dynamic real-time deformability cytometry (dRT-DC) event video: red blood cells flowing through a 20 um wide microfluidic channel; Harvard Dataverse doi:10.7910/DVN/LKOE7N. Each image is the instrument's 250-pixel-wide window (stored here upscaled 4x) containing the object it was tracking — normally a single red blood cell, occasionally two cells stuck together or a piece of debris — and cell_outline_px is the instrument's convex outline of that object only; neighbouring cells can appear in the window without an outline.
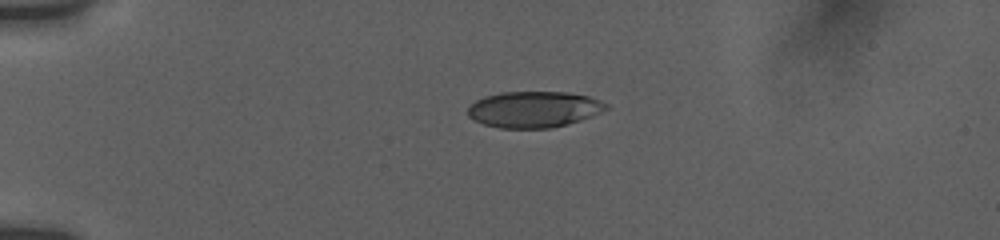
{"species": "human", "species_latin": "Homo sapiens", "temperature_condition": "room temperature", "stored_images_in_passage": 42, "camera_frame_rate_fps": 3000, "um_per_image_px": 0.085, "donor": {"sex": "female"}, "frame": {"image": 1, "passage_image": 1, "time_ms": 0.0, "image_size_px": [1000, 240], "cell_outline_px": [[608, 108], [600, 112], [580, 120], [568, 124], [548, 128], [500, 128], [484, 124], [468, 116], [468, 108], [476, 100], [484, 96], [500, 92], [564, 92], [588, 96], [600, 100], [608, 104]], "centroid_in_image_um": [45.37, 9.29], "position_along_channel_um": 39.6, "area_um2": 28.96}}
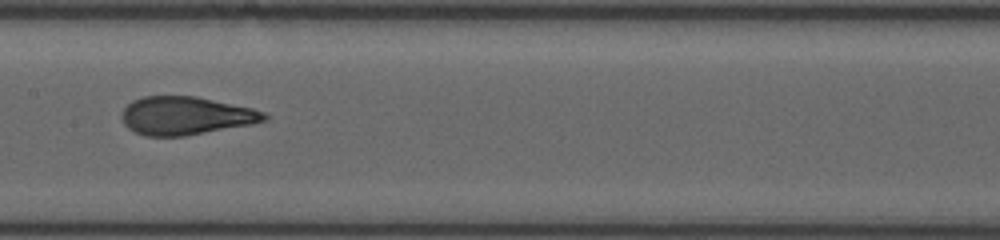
{"frame": {"image": 2, "passage_image": 17, "time_ms": 5.333, "image_size_px": [1000, 240], "cell_outline_px": [[268, 120], [252, 124], [184, 136], [148, 136], [136, 132], [128, 128], [124, 124], [120, 116], [124, 108], [132, 100], [144, 96], [196, 96], [252, 108], [264, 112], [268, 116]], "centroid_in_image_um": [15.78, 9.83], "position_along_channel_um": 191.6, "area_um2": 31.67}}
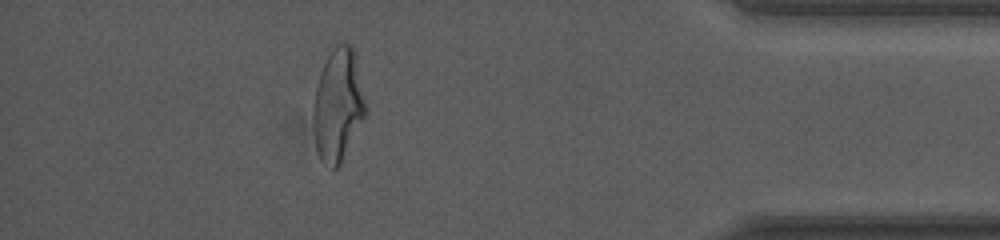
{"frame": {"image": 3, "passage_image": 37, "time_ms": 12.0, "image_size_px": [1000, 240], "cell_outline_px": [[368, 112], [340, 164], [336, 168], [332, 168], [320, 156], [316, 148], [316, 88], [320, 72], [332, 48], [336, 44], [352, 44], [356, 56], [368, 108]], "centroid_in_image_um": [28.82, 8.86], "position_along_channel_um": 406.4, "area_um2": 33.52}, "authors_computed_cell_mechanics": {"area_um2": 31.9923, "velocity_mm_per_s": 3.7721, "shape_relaxation_time_tau1_ms": 6.9803, "shape_relaxation_time_tau2_ms": 0.8859, "deformation_change_tau1": 0.2193, "deformation_change_tau2": 0.0733}}